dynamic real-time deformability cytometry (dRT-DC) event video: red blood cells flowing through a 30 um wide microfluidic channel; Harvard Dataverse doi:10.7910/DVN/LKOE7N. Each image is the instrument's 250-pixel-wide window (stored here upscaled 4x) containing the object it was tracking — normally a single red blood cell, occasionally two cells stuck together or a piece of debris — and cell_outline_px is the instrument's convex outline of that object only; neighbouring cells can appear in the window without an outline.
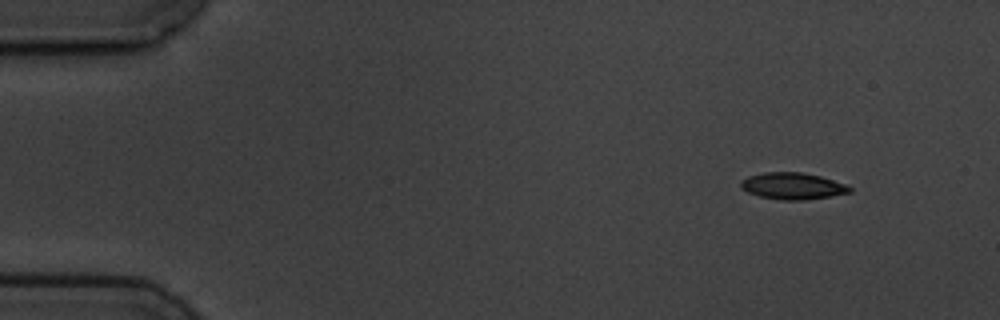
{"species": "common noctule bat (a hibernating species)", "species_latin": "Nyctalus noctula", "temperature_condition": "cold", "stored_images_in_passage": 4, "camera_frame_rate_fps": 3000, "um_per_image_px": 0.085, "animal": {"sex": "male", "body_mass_g": 19.5, "forearm_length_mm": 54.6}, "frame": {"image": 1, "passage_image": 1, "time_ms": 0.0, "image_size_px": [1000, 320], "cell_outline_px": [[852, 192], [804, 200], [780, 200], [760, 196], [748, 192], [740, 188], [740, 180], [748, 176], [764, 172], [800, 172], [820, 176], [848, 184], [852, 188]], "centroid_in_image_um": [67.37, 15.8], "position_along_channel_um": 17.6, "area_um2": 16.99}}
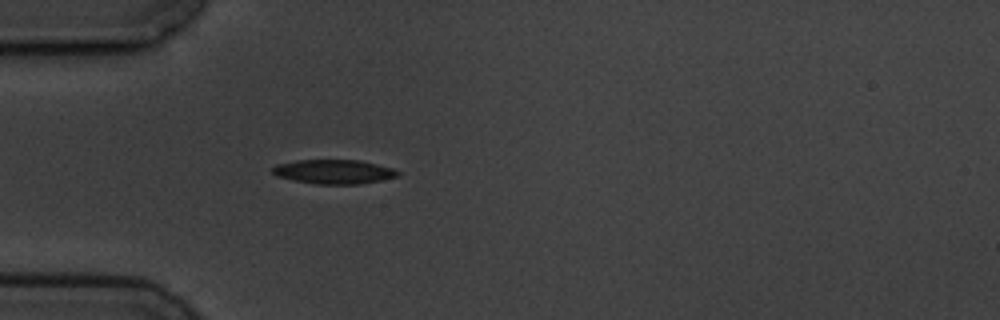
{"frame": {"image": 2, "passage_image": 4, "time_ms": 3.667, "image_size_px": [1000, 320], "cell_outline_px": [[400, 176], [360, 184], [316, 184], [292, 180], [276, 176], [272, 172], [272, 168], [276, 164], [296, 160], [360, 160], [392, 168], [400, 172]], "centroid_in_image_um": [28.36, 14.59], "position_along_channel_um": 56.6, "area_um2": 17.74}}